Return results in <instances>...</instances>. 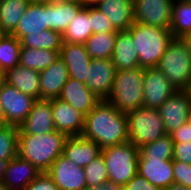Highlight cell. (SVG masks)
<instances>
[{"instance_id": "1", "label": "cell", "mask_w": 191, "mask_h": 190, "mask_svg": "<svg viewBox=\"0 0 191 190\" xmlns=\"http://www.w3.org/2000/svg\"><path fill=\"white\" fill-rule=\"evenodd\" d=\"M81 135L97 143L101 150L127 142L129 136L126 113L120 112L107 100H101L85 116Z\"/></svg>"}, {"instance_id": "2", "label": "cell", "mask_w": 191, "mask_h": 190, "mask_svg": "<svg viewBox=\"0 0 191 190\" xmlns=\"http://www.w3.org/2000/svg\"><path fill=\"white\" fill-rule=\"evenodd\" d=\"M67 137L58 131L40 135L18 134V155L39 171L47 172L53 162L63 154Z\"/></svg>"}, {"instance_id": "3", "label": "cell", "mask_w": 191, "mask_h": 190, "mask_svg": "<svg viewBox=\"0 0 191 190\" xmlns=\"http://www.w3.org/2000/svg\"><path fill=\"white\" fill-rule=\"evenodd\" d=\"M139 55V67L143 69L158 66L168 45L174 39L170 29L134 22L128 29Z\"/></svg>"}, {"instance_id": "4", "label": "cell", "mask_w": 191, "mask_h": 190, "mask_svg": "<svg viewBox=\"0 0 191 190\" xmlns=\"http://www.w3.org/2000/svg\"><path fill=\"white\" fill-rule=\"evenodd\" d=\"M144 72L145 69L141 67L116 71L111 92L106 100L123 113L144 107Z\"/></svg>"}, {"instance_id": "5", "label": "cell", "mask_w": 191, "mask_h": 190, "mask_svg": "<svg viewBox=\"0 0 191 190\" xmlns=\"http://www.w3.org/2000/svg\"><path fill=\"white\" fill-rule=\"evenodd\" d=\"M157 68L176 90H187L191 82V54L181 38L168 45Z\"/></svg>"}, {"instance_id": "6", "label": "cell", "mask_w": 191, "mask_h": 190, "mask_svg": "<svg viewBox=\"0 0 191 190\" xmlns=\"http://www.w3.org/2000/svg\"><path fill=\"white\" fill-rule=\"evenodd\" d=\"M101 153L104 157L109 181L125 185L138 173L139 148L129 140L102 149Z\"/></svg>"}, {"instance_id": "7", "label": "cell", "mask_w": 191, "mask_h": 190, "mask_svg": "<svg viewBox=\"0 0 191 190\" xmlns=\"http://www.w3.org/2000/svg\"><path fill=\"white\" fill-rule=\"evenodd\" d=\"M126 116L129 141L137 148L167 134L158 109L140 107Z\"/></svg>"}, {"instance_id": "8", "label": "cell", "mask_w": 191, "mask_h": 190, "mask_svg": "<svg viewBox=\"0 0 191 190\" xmlns=\"http://www.w3.org/2000/svg\"><path fill=\"white\" fill-rule=\"evenodd\" d=\"M0 101L6 124L19 127L29 115L36 99L2 81L0 84Z\"/></svg>"}, {"instance_id": "9", "label": "cell", "mask_w": 191, "mask_h": 190, "mask_svg": "<svg viewBox=\"0 0 191 190\" xmlns=\"http://www.w3.org/2000/svg\"><path fill=\"white\" fill-rule=\"evenodd\" d=\"M174 0H134V22L170 29Z\"/></svg>"}, {"instance_id": "10", "label": "cell", "mask_w": 191, "mask_h": 190, "mask_svg": "<svg viewBox=\"0 0 191 190\" xmlns=\"http://www.w3.org/2000/svg\"><path fill=\"white\" fill-rule=\"evenodd\" d=\"M176 91L157 67L145 69L143 84L145 108L158 109Z\"/></svg>"}, {"instance_id": "11", "label": "cell", "mask_w": 191, "mask_h": 190, "mask_svg": "<svg viewBox=\"0 0 191 190\" xmlns=\"http://www.w3.org/2000/svg\"><path fill=\"white\" fill-rule=\"evenodd\" d=\"M47 173L59 190H84L87 187L83 167L77 166L61 154Z\"/></svg>"}, {"instance_id": "12", "label": "cell", "mask_w": 191, "mask_h": 190, "mask_svg": "<svg viewBox=\"0 0 191 190\" xmlns=\"http://www.w3.org/2000/svg\"><path fill=\"white\" fill-rule=\"evenodd\" d=\"M191 96L187 90H177L159 108L166 133L170 134L187 122Z\"/></svg>"}, {"instance_id": "13", "label": "cell", "mask_w": 191, "mask_h": 190, "mask_svg": "<svg viewBox=\"0 0 191 190\" xmlns=\"http://www.w3.org/2000/svg\"><path fill=\"white\" fill-rule=\"evenodd\" d=\"M116 68L112 59H92L85 85L100 100H106L111 92Z\"/></svg>"}, {"instance_id": "14", "label": "cell", "mask_w": 191, "mask_h": 190, "mask_svg": "<svg viewBox=\"0 0 191 190\" xmlns=\"http://www.w3.org/2000/svg\"><path fill=\"white\" fill-rule=\"evenodd\" d=\"M53 121L56 131L67 136L81 135L85 115L60 98L51 99Z\"/></svg>"}, {"instance_id": "15", "label": "cell", "mask_w": 191, "mask_h": 190, "mask_svg": "<svg viewBox=\"0 0 191 190\" xmlns=\"http://www.w3.org/2000/svg\"><path fill=\"white\" fill-rule=\"evenodd\" d=\"M54 131L56 128L53 121L51 99H41L33 103L29 115L19 126L18 134L40 135Z\"/></svg>"}, {"instance_id": "16", "label": "cell", "mask_w": 191, "mask_h": 190, "mask_svg": "<svg viewBox=\"0 0 191 190\" xmlns=\"http://www.w3.org/2000/svg\"><path fill=\"white\" fill-rule=\"evenodd\" d=\"M59 56L68 69L69 77L85 83L92 60L85 45L63 42Z\"/></svg>"}, {"instance_id": "17", "label": "cell", "mask_w": 191, "mask_h": 190, "mask_svg": "<svg viewBox=\"0 0 191 190\" xmlns=\"http://www.w3.org/2000/svg\"><path fill=\"white\" fill-rule=\"evenodd\" d=\"M40 75V100L58 98L69 77L68 69L63 59L58 58Z\"/></svg>"}, {"instance_id": "18", "label": "cell", "mask_w": 191, "mask_h": 190, "mask_svg": "<svg viewBox=\"0 0 191 190\" xmlns=\"http://www.w3.org/2000/svg\"><path fill=\"white\" fill-rule=\"evenodd\" d=\"M138 174L164 190L174 183L173 159L138 158Z\"/></svg>"}, {"instance_id": "19", "label": "cell", "mask_w": 191, "mask_h": 190, "mask_svg": "<svg viewBox=\"0 0 191 190\" xmlns=\"http://www.w3.org/2000/svg\"><path fill=\"white\" fill-rule=\"evenodd\" d=\"M73 106L85 116L101 101L86 85L69 78L58 97Z\"/></svg>"}, {"instance_id": "20", "label": "cell", "mask_w": 191, "mask_h": 190, "mask_svg": "<svg viewBox=\"0 0 191 190\" xmlns=\"http://www.w3.org/2000/svg\"><path fill=\"white\" fill-rule=\"evenodd\" d=\"M95 7L108 18L117 31L128 30L134 23L133 0H101Z\"/></svg>"}, {"instance_id": "21", "label": "cell", "mask_w": 191, "mask_h": 190, "mask_svg": "<svg viewBox=\"0 0 191 190\" xmlns=\"http://www.w3.org/2000/svg\"><path fill=\"white\" fill-rule=\"evenodd\" d=\"M40 173L33 164L17 155L9 160L2 182L9 190H25Z\"/></svg>"}, {"instance_id": "22", "label": "cell", "mask_w": 191, "mask_h": 190, "mask_svg": "<svg viewBox=\"0 0 191 190\" xmlns=\"http://www.w3.org/2000/svg\"><path fill=\"white\" fill-rule=\"evenodd\" d=\"M47 29H49L47 3L30 2L12 35L20 41L24 36Z\"/></svg>"}, {"instance_id": "23", "label": "cell", "mask_w": 191, "mask_h": 190, "mask_svg": "<svg viewBox=\"0 0 191 190\" xmlns=\"http://www.w3.org/2000/svg\"><path fill=\"white\" fill-rule=\"evenodd\" d=\"M101 149L97 143L82 135L68 136L63 149V155L80 167H86L99 154Z\"/></svg>"}, {"instance_id": "24", "label": "cell", "mask_w": 191, "mask_h": 190, "mask_svg": "<svg viewBox=\"0 0 191 190\" xmlns=\"http://www.w3.org/2000/svg\"><path fill=\"white\" fill-rule=\"evenodd\" d=\"M3 81L23 94L40 100V75L38 71L18 65L3 74Z\"/></svg>"}, {"instance_id": "25", "label": "cell", "mask_w": 191, "mask_h": 190, "mask_svg": "<svg viewBox=\"0 0 191 190\" xmlns=\"http://www.w3.org/2000/svg\"><path fill=\"white\" fill-rule=\"evenodd\" d=\"M112 62L116 71L139 67V55L128 30L118 31Z\"/></svg>"}, {"instance_id": "26", "label": "cell", "mask_w": 191, "mask_h": 190, "mask_svg": "<svg viewBox=\"0 0 191 190\" xmlns=\"http://www.w3.org/2000/svg\"><path fill=\"white\" fill-rule=\"evenodd\" d=\"M83 6L79 2L58 0L47 3L48 28L63 34Z\"/></svg>"}, {"instance_id": "27", "label": "cell", "mask_w": 191, "mask_h": 190, "mask_svg": "<svg viewBox=\"0 0 191 190\" xmlns=\"http://www.w3.org/2000/svg\"><path fill=\"white\" fill-rule=\"evenodd\" d=\"M92 34L90 6H83L62 34L63 42L84 44Z\"/></svg>"}, {"instance_id": "28", "label": "cell", "mask_w": 191, "mask_h": 190, "mask_svg": "<svg viewBox=\"0 0 191 190\" xmlns=\"http://www.w3.org/2000/svg\"><path fill=\"white\" fill-rule=\"evenodd\" d=\"M30 2V0H0V26L5 34H12L15 31Z\"/></svg>"}, {"instance_id": "29", "label": "cell", "mask_w": 191, "mask_h": 190, "mask_svg": "<svg viewBox=\"0 0 191 190\" xmlns=\"http://www.w3.org/2000/svg\"><path fill=\"white\" fill-rule=\"evenodd\" d=\"M118 32L93 33L84 43L92 59H112Z\"/></svg>"}, {"instance_id": "30", "label": "cell", "mask_w": 191, "mask_h": 190, "mask_svg": "<svg viewBox=\"0 0 191 190\" xmlns=\"http://www.w3.org/2000/svg\"><path fill=\"white\" fill-rule=\"evenodd\" d=\"M59 56L56 51L21 46L19 65L41 72L49 67Z\"/></svg>"}, {"instance_id": "31", "label": "cell", "mask_w": 191, "mask_h": 190, "mask_svg": "<svg viewBox=\"0 0 191 190\" xmlns=\"http://www.w3.org/2000/svg\"><path fill=\"white\" fill-rule=\"evenodd\" d=\"M20 42L21 46L24 47L47 49L60 54L63 45V35L61 32L47 29L40 33L24 36Z\"/></svg>"}, {"instance_id": "32", "label": "cell", "mask_w": 191, "mask_h": 190, "mask_svg": "<svg viewBox=\"0 0 191 190\" xmlns=\"http://www.w3.org/2000/svg\"><path fill=\"white\" fill-rule=\"evenodd\" d=\"M170 30L174 38H181L191 31V2L174 0Z\"/></svg>"}, {"instance_id": "33", "label": "cell", "mask_w": 191, "mask_h": 190, "mask_svg": "<svg viewBox=\"0 0 191 190\" xmlns=\"http://www.w3.org/2000/svg\"><path fill=\"white\" fill-rule=\"evenodd\" d=\"M21 42L12 34L0 37V73L19 65Z\"/></svg>"}, {"instance_id": "34", "label": "cell", "mask_w": 191, "mask_h": 190, "mask_svg": "<svg viewBox=\"0 0 191 190\" xmlns=\"http://www.w3.org/2000/svg\"><path fill=\"white\" fill-rule=\"evenodd\" d=\"M174 142L170 134H165L157 140L145 144L139 148L138 158H161V160L173 159Z\"/></svg>"}, {"instance_id": "35", "label": "cell", "mask_w": 191, "mask_h": 190, "mask_svg": "<svg viewBox=\"0 0 191 190\" xmlns=\"http://www.w3.org/2000/svg\"><path fill=\"white\" fill-rule=\"evenodd\" d=\"M19 127L7 125L0 130V160L9 161L18 155Z\"/></svg>"}, {"instance_id": "36", "label": "cell", "mask_w": 191, "mask_h": 190, "mask_svg": "<svg viewBox=\"0 0 191 190\" xmlns=\"http://www.w3.org/2000/svg\"><path fill=\"white\" fill-rule=\"evenodd\" d=\"M87 187L100 185L109 181L104 157L100 153L93 161L83 168Z\"/></svg>"}, {"instance_id": "37", "label": "cell", "mask_w": 191, "mask_h": 190, "mask_svg": "<svg viewBox=\"0 0 191 190\" xmlns=\"http://www.w3.org/2000/svg\"><path fill=\"white\" fill-rule=\"evenodd\" d=\"M90 20L93 33L118 32L108 18L95 6H90Z\"/></svg>"}, {"instance_id": "38", "label": "cell", "mask_w": 191, "mask_h": 190, "mask_svg": "<svg viewBox=\"0 0 191 190\" xmlns=\"http://www.w3.org/2000/svg\"><path fill=\"white\" fill-rule=\"evenodd\" d=\"M174 183L191 188V164L173 159Z\"/></svg>"}, {"instance_id": "39", "label": "cell", "mask_w": 191, "mask_h": 190, "mask_svg": "<svg viewBox=\"0 0 191 190\" xmlns=\"http://www.w3.org/2000/svg\"><path fill=\"white\" fill-rule=\"evenodd\" d=\"M25 190H59L47 172H41Z\"/></svg>"}, {"instance_id": "40", "label": "cell", "mask_w": 191, "mask_h": 190, "mask_svg": "<svg viewBox=\"0 0 191 190\" xmlns=\"http://www.w3.org/2000/svg\"><path fill=\"white\" fill-rule=\"evenodd\" d=\"M124 190H161L138 173L124 185Z\"/></svg>"}, {"instance_id": "41", "label": "cell", "mask_w": 191, "mask_h": 190, "mask_svg": "<svg viewBox=\"0 0 191 190\" xmlns=\"http://www.w3.org/2000/svg\"><path fill=\"white\" fill-rule=\"evenodd\" d=\"M173 159L191 164V142L174 143Z\"/></svg>"}, {"instance_id": "42", "label": "cell", "mask_w": 191, "mask_h": 190, "mask_svg": "<svg viewBox=\"0 0 191 190\" xmlns=\"http://www.w3.org/2000/svg\"><path fill=\"white\" fill-rule=\"evenodd\" d=\"M174 143L191 142V125L185 123L170 133Z\"/></svg>"}, {"instance_id": "43", "label": "cell", "mask_w": 191, "mask_h": 190, "mask_svg": "<svg viewBox=\"0 0 191 190\" xmlns=\"http://www.w3.org/2000/svg\"><path fill=\"white\" fill-rule=\"evenodd\" d=\"M84 190H124V185H119L114 182L107 181L100 185L86 187Z\"/></svg>"}, {"instance_id": "44", "label": "cell", "mask_w": 191, "mask_h": 190, "mask_svg": "<svg viewBox=\"0 0 191 190\" xmlns=\"http://www.w3.org/2000/svg\"><path fill=\"white\" fill-rule=\"evenodd\" d=\"M164 190H191V188L184 187L183 185L178 183H172Z\"/></svg>"}, {"instance_id": "45", "label": "cell", "mask_w": 191, "mask_h": 190, "mask_svg": "<svg viewBox=\"0 0 191 190\" xmlns=\"http://www.w3.org/2000/svg\"><path fill=\"white\" fill-rule=\"evenodd\" d=\"M181 40L187 45L191 54V31L187 32L183 37H181Z\"/></svg>"}, {"instance_id": "46", "label": "cell", "mask_w": 191, "mask_h": 190, "mask_svg": "<svg viewBox=\"0 0 191 190\" xmlns=\"http://www.w3.org/2000/svg\"><path fill=\"white\" fill-rule=\"evenodd\" d=\"M9 161L0 160V182L3 180Z\"/></svg>"}, {"instance_id": "47", "label": "cell", "mask_w": 191, "mask_h": 190, "mask_svg": "<svg viewBox=\"0 0 191 190\" xmlns=\"http://www.w3.org/2000/svg\"><path fill=\"white\" fill-rule=\"evenodd\" d=\"M101 0H82L84 6H95Z\"/></svg>"}, {"instance_id": "48", "label": "cell", "mask_w": 191, "mask_h": 190, "mask_svg": "<svg viewBox=\"0 0 191 190\" xmlns=\"http://www.w3.org/2000/svg\"><path fill=\"white\" fill-rule=\"evenodd\" d=\"M5 126H7V124L4 120L3 113H0V130L4 128Z\"/></svg>"}, {"instance_id": "49", "label": "cell", "mask_w": 191, "mask_h": 190, "mask_svg": "<svg viewBox=\"0 0 191 190\" xmlns=\"http://www.w3.org/2000/svg\"><path fill=\"white\" fill-rule=\"evenodd\" d=\"M31 2H35V3H50V2H54L56 0H30Z\"/></svg>"}, {"instance_id": "50", "label": "cell", "mask_w": 191, "mask_h": 190, "mask_svg": "<svg viewBox=\"0 0 191 190\" xmlns=\"http://www.w3.org/2000/svg\"><path fill=\"white\" fill-rule=\"evenodd\" d=\"M187 123H189L191 125V106H190L189 113H188Z\"/></svg>"}, {"instance_id": "51", "label": "cell", "mask_w": 191, "mask_h": 190, "mask_svg": "<svg viewBox=\"0 0 191 190\" xmlns=\"http://www.w3.org/2000/svg\"><path fill=\"white\" fill-rule=\"evenodd\" d=\"M0 190H9L2 181L0 182Z\"/></svg>"}, {"instance_id": "52", "label": "cell", "mask_w": 191, "mask_h": 190, "mask_svg": "<svg viewBox=\"0 0 191 190\" xmlns=\"http://www.w3.org/2000/svg\"><path fill=\"white\" fill-rule=\"evenodd\" d=\"M58 1L79 2V3H82V0H58Z\"/></svg>"}, {"instance_id": "53", "label": "cell", "mask_w": 191, "mask_h": 190, "mask_svg": "<svg viewBox=\"0 0 191 190\" xmlns=\"http://www.w3.org/2000/svg\"><path fill=\"white\" fill-rule=\"evenodd\" d=\"M187 91H188L189 95L191 96V82H190V85H189Z\"/></svg>"}, {"instance_id": "54", "label": "cell", "mask_w": 191, "mask_h": 190, "mask_svg": "<svg viewBox=\"0 0 191 190\" xmlns=\"http://www.w3.org/2000/svg\"><path fill=\"white\" fill-rule=\"evenodd\" d=\"M5 33L2 31L1 26H0V37L3 36Z\"/></svg>"}, {"instance_id": "55", "label": "cell", "mask_w": 191, "mask_h": 190, "mask_svg": "<svg viewBox=\"0 0 191 190\" xmlns=\"http://www.w3.org/2000/svg\"><path fill=\"white\" fill-rule=\"evenodd\" d=\"M2 81H3V74L0 73V84H1Z\"/></svg>"}, {"instance_id": "56", "label": "cell", "mask_w": 191, "mask_h": 190, "mask_svg": "<svg viewBox=\"0 0 191 190\" xmlns=\"http://www.w3.org/2000/svg\"><path fill=\"white\" fill-rule=\"evenodd\" d=\"M0 113H2V103L0 101Z\"/></svg>"}]
</instances>
